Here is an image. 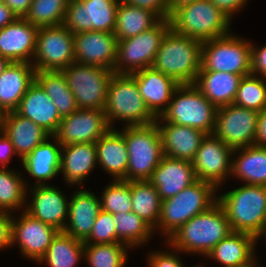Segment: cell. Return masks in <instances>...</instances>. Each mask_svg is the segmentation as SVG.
<instances>
[{"label": "cell", "mask_w": 266, "mask_h": 267, "mask_svg": "<svg viewBox=\"0 0 266 267\" xmlns=\"http://www.w3.org/2000/svg\"><path fill=\"white\" fill-rule=\"evenodd\" d=\"M231 232L225 211L216 202L205 212L188 220L166 240V243L180 253L206 257Z\"/></svg>", "instance_id": "1"}, {"label": "cell", "mask_w": 266, "mask_h": 267, "mask_svg": "<svg viewBox=\"0 0 266 267\" xmlns=\"http://www.w3.org/2000/svg\"><path fill=\"white\" fill-rule=\"evenodd\" d=\"M217 195L232 231L258 239L266 227V186L243 184Z\"/></svg>", "instance_id": "2"}, {"label": "cell", "mask_w": 266, "mask_h": 267, "mask_svg": "<svg viewBox=\"0 0 266 267\" xmlns=\"http://www.w3.org/2000/svg\"><path fill=\"white\" fill-rule=\"evenodd\" d=\"M202 43L171 29L165 35L151 67L180 85L194 84L201 69Z\"/></svg>", "instance_id": "3"}, {"label": "cell", "mask_w": 266, "mask_h": 267, "mask_svg": "<svg viewBox=\"0 0 266 267\" xmlns=\"http://www.w3.org/2000/svg\"><path fill=\"white\" fill-rule=\"evenodd\" d=\"M217 190L212 183L197 180L174 197L163 200L158 224L153 231H160L166 241L188 220L214 205Z\"/></svg>", "instance_id": "4"}, {"label": "cell", "mask_w": 266, "mask_h": 267, "mask_svg": "<svg viewBox=\"0 0 266 267\" xmlns=\"http://www.w3.org/2000/svg\"><path fill=\"white\" fill-rule=\"evenodd\" d=\"M104 112L112 129H115L113 124L117 120L125 122V127L156 122V117L149 111L139 93L136 80L130 74L112 75Z\"/></svg>", "instance_id": "5"}, {"label": "cell", "mask_w": 266, "mask_h": 267, "mask_svg": "<svg viewBox=\"0 0 266 267\" xmlns=\"http://www.w3.org/2000/svg\"><path fill=\"white\" fill-rule=\"evenodd\" d=\"M171 29L201 42L230 34L231 19L210 0H196L170 15Z\"/></svg>", "instance_id": "6"}, {"label": "cell", "mask_w": 266, "mask_h": 267, "mask_svg": "<svg viewBox=\"0 0 266 267\" xmlns=\"http://www.w3.org/2000/svg\"><path fill=\"white\" fill-rule=\"evenodd\" d=\"M217 108L194 84H181L173 92L167 109L156 122L188 126L208 134L215 130Z\"/></svg>", "instance_id": "7"}, {"label": "cell", "mask_w": 266, "mask_h": 267, "mask_svg": "<svg viewBox=\"0 0 266 267\" xmlns=\"http://www.w3.org/2000/svg\"><path fill=\"white\" fill-rule=\"evenodd\" d=\"M121 132L128 150L126 181L148 180L164 157L157 123L124 126Z\"/></svg>", "instance_id": "8"}, {"label": "cell", "mask_w": 266, "mask_h": 267, "mask_svg": "<svg viewBox=\"0 0 266 267\" xmlns=\"http://www.w3.org/2000/svg\"><path fill=\"white\" fill-rule=\"evenodd\" d=\"M251 42L232 33L204 41L200 71L251 74Z\"/></svg>", "instance_id": "9"}, {"label": "cell", "mask_w": 266, "mask_h": 267, "mask_svg": "<svg viewBox=\"0 0 266 267\" xmlns=\"http://www.w3.org/2000/svg\"><path fill=\"white\" fill-rule=\"evenodd\" d=\"M171 30L169 19H161L154 27L132 38L118 40L116 74H132L150 68L165 35Z\"/></svg>", "instance_id": "10"}, {"label": "cell", "mask_w": 266, "mask_h": 267, "mask_svg": "<svg viewBox=\"0 0 266 267\" xmlns=\"http://www.w3.org/2000/svg\"><path fill=\"white\" fill-rule=\"evenodd\" d=\"M61 71L79 109L104 110L112 70L73 62Z\"/></svg>", "instance_id": "11"}, {"label": "cell", "mask_w": 266, "mask_h": 267, "mask_svg": "<svg viewBox=\"0 0 266 267\" xmlns=\"http://www.w3.org/2000/svg\"><path fill=\"white\" fill-rule=\"evenodd\" d=\"M75 62L73 33L63 24L39 27L32 60L35 71H61Z\"/></svg>", "instance_id": "12"}, {"label": "cell", "mask_w": 266, "mask_h": 267, "mask_svg": "<svg viewBox=\"0 0 266 267\" xmlns=\"http://www.w3.org/2000/svg\"><path fill=\"white\" fill-rule=\"evenodd\" d=\"M120 0H69L63 25L73 34L85 31L113 33Z\"/></svg>", "instance_id": "13"}, {"label": "cell", "mask_w": 266, "mask_h": 267, "mask_svg": "<svg viewBox=\"0 0 266 267\" xmlns=\"http://www.w3.org/2000/svg\"><path fill=\"white\" fill-rule=\"evenodd\" d=\"M258 115L235 104L218 107L213 134L233 150L254 145Z\"/></svg>", "instance_id": "14"}, {"label": "cell", "mask_w": 266, "mask_h": 267, "mask_svg": "<svg viewBox=\"0 0 266 267\" xmlns=\"http://www.w3.org/2000/svg\"><path fill=\"white\" fill-rule=\"evenodd\" d=\"M232 153L233 149L214 134L206 135L191 161L197 180L221 188L231 178Z\"/></svg>", "instance_id": "15"}, {"label": "cell", "mask_w": 266, "mask_h": 267, "mask_svg": "<svg viewBox=\"0 0 266 267\" xmlns=\"http://www.w3.org/2000/svg\"><path fill=\"white\" fill-rule=\"evenodd\" d=\"M109 129L104 110L78 108L62 117L53 136L61 145L95 143Z\"/></svg>", "instance_id": "16"}, {"label": "cell", "mask_w": 266, "mask_h": 267, "mask_svg": "<svg viewBox=\"0 0 266 267\" xmlns=\"http://www.w3.org/2000/svg\"><path fill=\"white\" fill-rule=\"evenodd\" d=\"M20 213L12 219V246L18 244L24 257L39 263L59 231L24 210Z\"/></svg>", "instance_id": "17"}, {"label": "cell", "mask_w": 266, "mask_h": 267, "mask_svg": "<svg viewBox=\"0 0 266 267\" xmlns=\"http://www.w3.org/2000/svg\"><path fill=\"white\" fill-rule=\"evenodd\" d=\"M75 62L114 69L118 39L114 33L85 31L73 34Z\"/></svg>", "instance_id": "18"}, {"label": "cell", "mask_w": 266, "mask_h": 267, "mask_svg": "<svg viewBox=\"0 0 266 267\" xmlns=\"http://www.w3.org/2000/svg\"><path fill=\"white\" fill-rule=\"evenodd\" d=\"M33 196L26 200L24 211L58 231H63L68 217L69 201L62 190L52 185H33Z\"/></svg>", "instance_id": "19"}, {"label": "cell", "mask_w": 266, "mask_h": 267, "mask_svg": "<svg viewBox=\"0 0 266 267\" xmlns=\"http://www.w3.org/2000/svg\"><path fill=\"white\" fill-rule=\"evenodd\" d=\"M39 27L25 18H17L13 23L0 29V56L11 62L32 63Z\"/></svg>", "instance_id": "20"}, {"label": "cell", "mask_w": 266, "mask_h": 267, "mask_svg": "<svg viewBox=\"0 0 266 267\" xmlns=\"http://www.w3.org/2000/svg\"><path fill=\"white\" fill-rule=\"evenodd\" d=\"M148 181L157 189L163 201L192 185L197 178L190 161L164 155Z\"/></svg>", "instance_id": "21"}, {"label": "cell", "mask_w": 266, "mask_h": 267, "mask_svg": "<svg viewBox=\"0 0 266 267\" xmlns=\"http://www.w3.org/2000/svg\"><path fill=\"white\" fill-rule=\"evenodd\" d=\"M137 83L142 99L149 111L157 118L167 109L173 92L180 85L173 78L146 68L130 74Z\"/></svg>", "instance_id": "22"}, {"label": "cell", "mask_w": 266, "mask_h": 267, "mask_svg": "<svg viewBox=\"0 0 266 267\" xmlns=\"http://www.w3.org/2000/svg\"><path fill=\"white\" fill-rule=\"evenodd\" d=\"M70 197L68 217L63 232L84 242L89 237L96 217L101 211L100 199L94 192L81 186Z\"/></svg>", "instance_id": "23"}, {"label": "cell", "mask_w": 266, "mask_h": 267, "mask_svg": "<svg viewBox=\"0 0 266 267\" xmlns=\"http://www.w3.org/2000/svg\"><path fill=\"white\" fill-rule=\"evenodd\" d=\"M15 111L42 127L51 136L57 132L62 119L55 104L36 81L29 86Z\"/></svg>", "instance_id": "24"}, {"label": "cell", "mask_w": 266, "mask_h": 267, "mask_svg": "<svg viewBox=\"0 0 266 267\" xmlns=\"http://www.w3.org/2000/svg\"><path fill=\"white\" fill-rule=\"evenodd\" d=\"M156 123L160 131L164 155L191 162L207 134L188 126L169 122Z\"/></svg>", "instance_id": "25"}, {"label": "cell", "mask_w": 266, "mask_h": 267, "mask_svg": "<svg viewBox=\"0 0 266 267\" xmlns=\"http://www.w3.org/2000/svg\"><path fill=\"white\" fill-rule=\"evenodd\" d=\"M95 143H77L61 146L60 174L68 186H83L84 180L97 166ZM79 184V185H78Z\"/></svg>", "instance_id": "26"}, {"label": "cell", "mask_w": 266, "mask_h": 267, "mask_svg": "<svg viewBox=\"0 0 266 267\" xmlns=\"http://www.w3.org/2000/svg\"><path fill=\"white\" fill-rule=\"evenodd\" d=\"M35 81V68L27 62H11L0 75V110L15 111Z\"/></svg>", "instance_id": "27"}, {"label": "cell", "mask_w": 266, "mask_h": 267, "mask_svg": "<svg viewBox=\"0 0 266 267\" xmlns=\"http://www.w3.org/2000/svg\"><path fill=\"white\" fill-rule=\"evenodd\" d=\"M61 146L54 136H50L21 160L23 168L36 181L33 185H48L47 181L54 180L55 176H58L61 166Z\"/></svg>", "instance_id": "28"}, {"label": "cell", "mask_w": 266, "mask_h": 267, "mask_svg": "<svg viewBox=\"0 0 266 267\" xmlns=\"http://www.w3.org/2000/svg\"><path fill=\"white\" fill-rule=\"evenodd\" d=\"M3 132L13 144L16 157L20 160L51 136L42 127L16 111L5 114Z\"/></svg>", "instance_id": "29"}, {"label": "cell", "mask_w": 266, "mask_h": 267, "mask_svg": "<svg viewBox=\"0 0 266 267\" xmlns=\"http://www.w3.org/2000/svg\"><path fill=\"white\" fill-rule=\"evenodd\" d=\"M95 144L98 166L114 180H126L128 150L121 129L110 128Z\"/></svg>", "instance_id": "30"}, {"label": "cell", "mask_w": 266, "mask_h": 267, "mask_svg": "<svg viewBox=\"0 0 266 267\" xmlns=\"http://www.w3.org/2000/svg\"><path fill=\"white\" fill-rule=\"evenodd\" d=\"M257 243V239L250 234L232 231L206 257L217 261L223 267L242 266L256 257Z\"/></svg>", "instance_id": "31"}, {"label": "cell", "mask_w": 266, "mask_h": 267, "mask_svg": "<svg viewBox=\"0 0 266 267\" xmlns=\"http://www.w3.org/2000/svg\"><path fill=\"white\" fill-rule=\"evenodd\" d=\"M232 158L233 178L245 182L244 184L266 186V147L251 145L234 149Z\"/></svg>", "instance_id": "32"}, {"label": "cell", "mask_w": 266, "mask_h": 267, "mask_svg": "<svg viewBox=\"0 0 266 267\" xmlns=\"http://www.w3.org/2000/svg\"><path fill=\"white\" fill-rule=\"evenodd\" d=\"M242 76L217 71H199L194 85L216 107L233 104Z\"/></svg>", "instance_id": "33"}, {"label": "cell", "mask_w": 266, "mask_h": 267, "mask_svg": "<svg viewBox=\"0 0 266 267\" xmlns=\"http://www.w3.org/2000/svg\"><path fill=\"white\" fill-rule=\"evenodd\" d=\"M161 19L151 10L119 2L114 34L118 40L132 38L151 29Z\"/></svg>", "instance_id": "34"}, {"label": "cell", "mask_w": 266, "mask_h": 267, "mask_svg": "<svg viewBox=\"0 0 266 267\" xmlns=\"http://www.w3.org/2000/svg\"><path fill=\"white\" fill-rule=\"evenodd\" d=\"M35 81L50 97L61 117L70 115L78 109L62 71H35Z\"/></svg>", "instance_id": "35"}, {"label": "cell", "mask_w": 266, "mask_h": 267, "mask_svg": "<svg viewBox=\"0 0 266 267\" xmlns=\"http://www.w3.org/2000/svg\"><path fill=\"white\" fill-rule=\"evenodd\" d=\"M132 212L153 230L157 227L162 199L148 180L131 181Z\"/></svg>", "instance_id": "36"}, {"label": "cell", "mask_w": 266, "mask_h": 267, "mask_svg": "<svg viewBox=\"0 0 266 267\" xmlns=\"http://www.w3.org/2000/svg\"><path fill=\"white\" fill-rule=\"evenodd\" d=\"M82 257H84L83 241L59 231L39 262H44L49 267H76Z\"/></svg>", "instance_id": "37"}, {"label": "cell", "mask_w": 266, "mask_h": 267, "mask_svg": "<svg viewBox=\"0 0 266 267\" xmlns=\"http://www.w3.org/2000/svg\"><path fill=\"white\" fill-rule=\"evenodd\" d=\"M24 178L19 171L0 167V212L15 214L25 209L29 186Z\"/></svg>", "instance_id": "38"}, {"label": "cell", "mask_w": 266, "mask_h": 267, "mask_svg": "<svg viewBox=\"0 0 266 267\" xmlns=\"http://www.w3.org/2000/svg\"><path fill=\"white\" fill-rule=\"evenodd\" d=\"M116 223L117 243H123L131 249L145 246L154 235L153 229L134 212L113 214Z\"/></svg>", "instance_id": "39"}, {"label": "cell", "mask_w": 266, "mask_h": 267, "mask_svg": "<svg viewBox=\"0 0 266 267\" xmlns=\"http://www.w3.org/2000/svg\"><path fill=\"white\" fill-rule=\"evenodd\" d=\"M129 246L123 243L84 244V257L89 267H124Z\"/></svg>", "instance_id": "40"}, {"label": "cell", "mask_w": 266, "mask_h": 267, "mask_svg": "<svg viewBox=\"0 0 266 267\" xmlns=\"http://www.w3.org/2000/svg\"><path fill=\"white\" fill-rule=\"evenodd\" d=\"M69 0H32L25 19L37 27L61 25Z\"/></svg>", "instance_id": "41"}, {"label": "cell", "mask_w": 266, "mask_h": 267, "mask_svg": "<svg viewBox=\"0 0 266 267\" xmlns=\"http://www.w3.org/2000/svg\"><path fill=\"white\" fill-rule=\"evenodd\" d=\"M233 104L257 112L266 108V78L247 75L241 78Z\"/></svg>", "instance_id": "42"}, {"label": "cell", "mask_w": 266, "mask_h": 267, "mask_svg": "<svg viewBox=\"0 0 266 267\" xmlns=\"http://www.w3.org/2000/svg\"><path fill=\"white\" fill-rule=\"evenodd\" d=\"M101 210L113 214L132 211L131 181L113 180L100 195Z\"/></svg>", "instance_id": "43"}, {"label": "cell", "mask_w": 266, "mask_h": 267, "mask_svg": "<svg viewBox=\"0 0 266 267\" xmlns=\"http://www.w3.org/2000/svg\"><path fill=\"white\" fill-rule=\"evenodd\" d=\"M116 223L113 215L100 211L96 217L93 229L84 244H110L117 243Z\"/></svg>", "instance_id": "44"}, {"label": "cell", "mask_w": 266, "mask_h": 267, "mask_svg": "<svg viewBox=\"0 0 266 267\" xmlns=\"http://www.w3.org/2000/svg\"><path fill=\"white\" fill-rule=\"evenodd\" d=\"M167 246H169L170 249L166 251L154 250L153 252L151 251V253L148 254V261H146L148 263V267H186L182 262L181 257L179 256V251L172 248V246H170L168 243ZM169 250L171 251L169 252Z\"/></svg>", "instance_id": "45"}, {"label": "cell", "mask_w": 266, "mask_h": 267, "mask_svg": "<svg viewBox=\"0 0 266 267\" xmlns=\"http://www.w3.org/2000/svg\"><path fill=\"white\" fill-rule=\"evenodd\" d=\"M125 4L151 10L160 19H168L167 0H120Z\"/></svg>", "instance_id": "46"}, {"label": "cell", "mask_w": 266, "mask_h": 267, "mask_svg": "<svg viewBox=\"0 0 266 267\" xmlns=\"http://www.w3.org/2000/svg\"><path fill=\"white\" fill-rule=\"evenodd\" d=\"M251 74L266 78V44L263 47L251 42Z\"/></svg>", "instance_id": "47"}, {"label": "cell", "mask_w": 266, "mask_h": 267, "mask_svg": "<svg viewBox=\"0 0 266 267\" xmlns=\"http://www.w3.org/2000/svg\"><path fill=\"white\" fill-rule=\"evenodd\" d=\"M12 219H13V215L11 213L0 212V249L1 250L12 247Z\"/></svg>", "instance_id": "48"}, {"label": "cell", "mask_w": 266, "mask_h": 267, "mask_svg": "<svg viewBox=\"0 0 266 267\" xmlns=\"http://www.w3.org/2000/svg\"><path fill=\"white\" fill-rule=\"evenodd\" d=\"M218 9H220L231 20L235 13L242 10L249 0H210Z\"/></svg>", "instance_id": "49"}, {"label": "cell", "mask_w": 266, "mask_h": 267, "mask_svg": "<svg viewBox=\"0 0 266 267\" xmlns=\"http://www.w3.org/2000/svg\"><path fill=\"white\" fill-rule=\"evenodd\" d=\"M13 144L10 142L9 138L4 134H0V167L8 168L12 156H16Z\"/></svg>", "instance_id": "50"}, {"label": "cell", "mask_w": 266, "mask_h": 267, "mask_svg": "<svg viewBox=\"0 0 266 267\" xmlns=\"http://www.w3.org/2000/svg\"><path fill=\"white\" fill-rule=\"evenodd\" d=\"M254 145L266 147V108L258 115Z\"/></svg>", "instance_id": "51"}, {"label": "cell", "mask_w": 266, "mask_h": 267, "mask_svg": "<svg viewBox=\"0 0 266 267\" xmlns=\"http://www.w3.org/2000/svg\"><path fill=\"white\" fill-rule=\"evenodd\" d=\"M18 18H24L28 13L32 0H1Z\"/></svg>", "instance_id": "52"}, {"label": "cell", "mask_w": 266, "mask_h": 267, "mask_svg": "<svg viewBox=\"0 0 266 267\" xmlns=\"http://www.w3.org/2000/svg\"><path fill=\"white\" fill-rule=\"evenodd\" d=\"M17 18L13 11L0 0V29L13 23Z\"/></svg>", "instance_id": "53"}, {"label": "cell", "mask_w": 266, "mask_h": 267, "mask_svg": "<svg viewBox=\"0 0 266 267\" xmlns=\"http://www.w3.org/2000/svg\"><path fill=\"white\" fill-rule=\"evenodd\" d=\"M196 0H167L168 4V19L170 18V15L179 7L192 3Z\"/></svg>", "instance_id": "54"}, {"label": "cell", "mask_w": 266, "mask_h": 267, "mask_svg": "<svg viewBox=\"0 0 266 267\" xmlns=\"http://www.w3.org/2000/svg\"><path fill=\"white\" fill-rule=\"evenodd\" d=\"M10 63L11 61L8 58L0 56V75L10 65Z\"/></svg>", "instance_id": "55"}, {"label": "cell", "mask_w": 266, "mask_h": 267, "mask_svg": "<svg viewBox=\"0 0 266 267\" xmlns=\"http://www.w3.org/2000/svg\"><path fill=\"white\" fill-rule=\"evenodd\" d=\"M257 261V262H256ZM258 260H257V256L252 260L250 261L249 263L245 264V265H242V266H238V267H263V266H259L258 265Z\"/></svg>", "instance_id": "56"}, {"label": "cell", "mask_w": 266, "mask_h": 267, "mask_svg": "<svg viewBox=\"0 0 266 267\" xmlns=\"http://www.w3.org/2000/svg\"><path fill=\"white\" fill-rule=\"evenodd\" d=\"M5 112L0 110V134L3 133Z\"/></svg>", "instance_id": "57"}, {"label": "cell", "mask_w": 266, "mask_h": 267, "mask_svg": "<svg viewBox=\"0 0 266 267\" xmlns=\"http://www.w3.org/2000/svg\"><path fill=\"white\" fill-rule=\"evenodd\" d=\"M264 236V237H263ZM264 238V240L266 239V227L263 229V232L261 233L260 237L257 239V241L260 240V238ZM266 242V241H265Z\"/></svg>", "instance_id": "58"}, {"label": "cell", "mask_w": 266, "mask_h": 267, "mask_svg": "<svg viewBox=\"0 0 266 267\" xmlns=\"http://www.w3.org/2000/svg\"><path fill=\"white\" fill-rule=\"evenodd\" d=\"M195 267H205L204 265L202 266V265H195Z\"/></svg>", "instance_id": "59"}]
</instances>
